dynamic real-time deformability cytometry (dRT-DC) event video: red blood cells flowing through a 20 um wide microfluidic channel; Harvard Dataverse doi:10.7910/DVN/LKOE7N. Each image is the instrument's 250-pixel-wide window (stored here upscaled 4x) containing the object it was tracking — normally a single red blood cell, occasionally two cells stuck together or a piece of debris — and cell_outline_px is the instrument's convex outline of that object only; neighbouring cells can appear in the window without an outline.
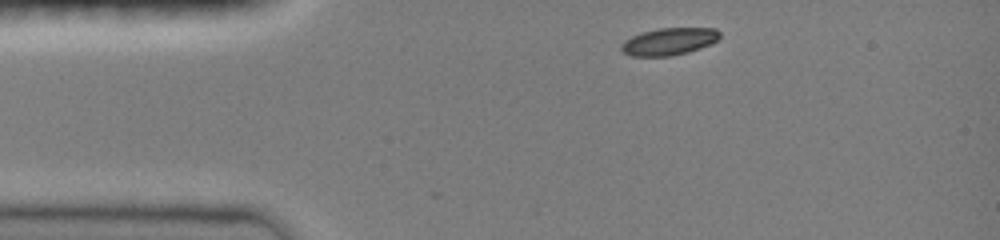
{"species": "common noctule bat (a hibernating species)", "species_latin": "Nyctalus noctula", "temperature_condition": "room temperature", "stored_images_in_passage": 20, "camera_frame_rate_fps": 3000, "um_per_image_px": 0.085, "animal": {"sex": "female", "body_mass_g": 19.0, "forearm_length_mm": 51.5}, "frame": {"image": 1, "passage_image": 1, "time_ms": 0.0, "image_size_px": [1000, 240], "cell_outline_px": [[720, 36], [712, 44], [688, 52], [672, 56], [632, 56], [624, 52], [620, 48], [620, 44], [624, 40], [640, 32], [660, 28], [716, 28], [720, 32]], "centroid_in_image_um": [56.86, 3.52], "position_along_channel_um": 28.1, "area_um2": 15.72}}
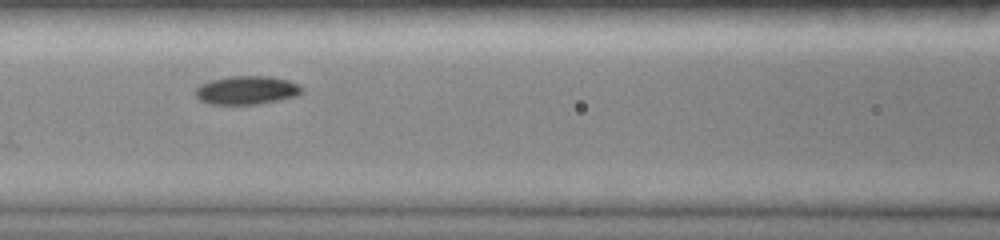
{"frame": {"image": 2, "passage_image": 6, "time_ms": 1.667, "image_size_px": [1000, 240], "cell_outline_px": [[300, 92], [296, 96], [280, 100], [260, 104], [208, 104], [200, 100], [196, 96], [196, 88], [200, 84], [212, 80], [228, 76], [268, 76], [288, 80], [296, 84], [300, 88]], "centroid_in_image_um": [20.92, 7.67], "position_along_channel_um": 145.7, "area_um2": 17.51}}
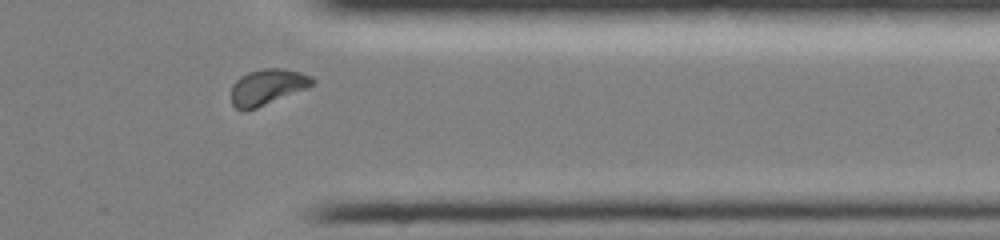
{"frame": {"image": 3, "passage_image": 18, "time_ms": 5.667, "image_size_px": [1000, 240], "cell_outline_px": [[316, 80], [312, 84], [304, 88], [256, 108], [236, 108], [232, 104], [232, 84], [240, 76], [248, 72], [264, 68], [284, 68], [300, 72], [312, 76]], "centroid_in_image_um": [22.71, 7.34], "position_along_channel_um": 388.7, "area_um2": 16.42}}